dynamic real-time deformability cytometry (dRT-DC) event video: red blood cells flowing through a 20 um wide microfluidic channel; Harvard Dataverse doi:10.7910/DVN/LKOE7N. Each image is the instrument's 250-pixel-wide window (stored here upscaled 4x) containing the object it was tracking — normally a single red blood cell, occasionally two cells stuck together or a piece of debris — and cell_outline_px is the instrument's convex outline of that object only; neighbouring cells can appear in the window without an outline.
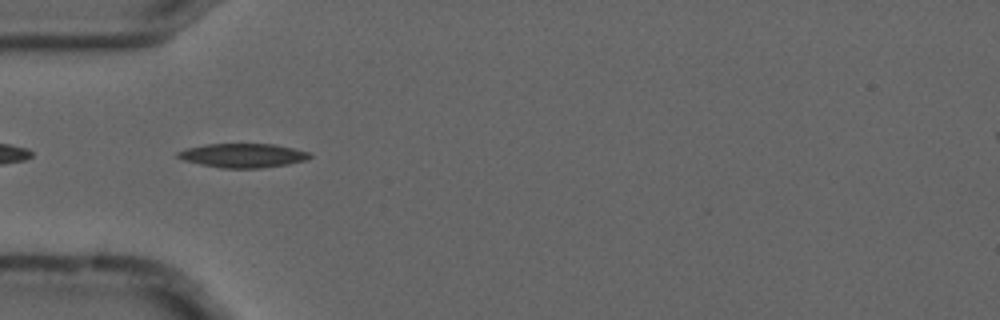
{"species": "common noctule bat (a hibernating species)", "species_latin": "Nyctalus noctula", "temperature_condition": "cold", "stored_images_in_passage": 6, "camera_frame_rate_fps": 3000, "um_per_image_px": 0.085, "animal": {"sex": "male", "forearm_length_mm": 52.5}, "frame": {"image": 1, "passage_image": 4, "time_ms": 1.0, "image_size_px": [1000, 320], "cell_outline_px": [[312, 156], [308, 160], [288, 164], [260, 168], [220, 168], [200, 164], [184, 160], [176, 156], [176, 152], [184, 148], [204, 144], [276, 144], [312, 152]], "centroid_in_image_um": [20.66, 13.21], "position_along_channel_um": 64.3, "area_um2": 18.79}}
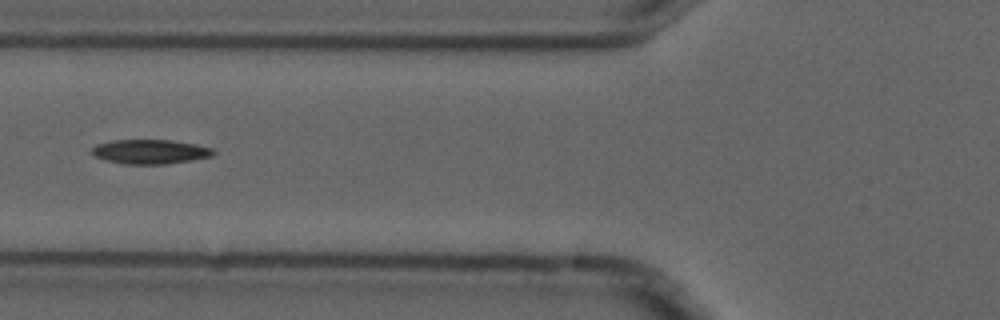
{"frame": {"image": 2, "passage_image": 5, "time_ms": 1.333, "image_size_px": [1000, 320], "cell_outline_px": [[216, 152], [212, 156], [192, 160], [164, 164], [124, 164], [104, 160], [96, 156], [92, 152], [92, 148], [96, 144], [112, 140], [168, 140], [196, 144], [212, 148]], "centroid_in_image_um": [12.76, 12.89], "position_along_channel_um": 113.0, "area_um2": 17.22}}
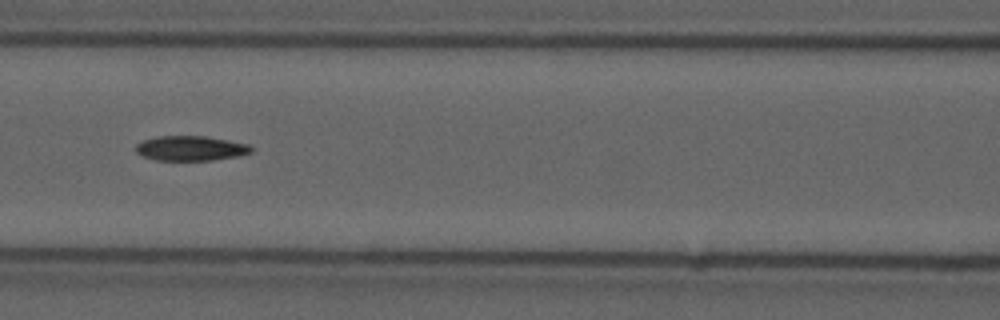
{"frame": {"image": 3, "passage_image": 6, "time_ms": 1.667, "image_size_px": [1000, 320], "cell_outline_px": [[252, 152], [236, 156], [212, 160], [156, 160], [144, 156], [136, 152], [136, 144], [144, 140], [156, 136], [204, 136], [228, 140], [248, 144], [252, 148]], "centroid_in_image_um": [16.19, 12.6], "position_along_channel_um": 150.4, "area_um2": 16.53}}